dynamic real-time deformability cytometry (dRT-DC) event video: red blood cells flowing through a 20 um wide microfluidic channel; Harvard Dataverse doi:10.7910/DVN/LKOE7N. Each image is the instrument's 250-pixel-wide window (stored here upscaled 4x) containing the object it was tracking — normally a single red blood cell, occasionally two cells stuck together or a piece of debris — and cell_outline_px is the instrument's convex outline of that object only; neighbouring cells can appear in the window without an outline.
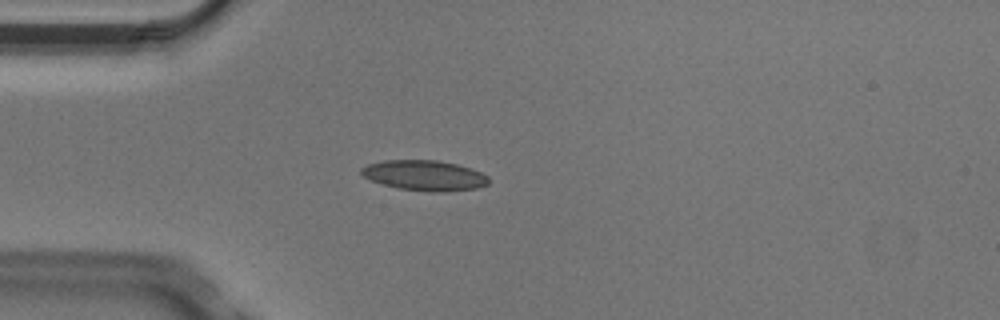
{"species": "Egyptian fruit bat (a non-hibernating species)", "species_latin": "Rousettus aegyptiacus", "temperature_condition": "cold", "stored_images_in_passage": 4, "camera_frame_rate_fps": 3000, "um_per_image_px": 0.085, "animal": {"sex": "male"}, "frame": {"image": 1, "passage_image": 4, "time_ms": 1.0, "image_size_px": [1000, 320], "cell_outline_px": [[488, 184], [476, 188], [444, 192], [432, 192], [396, 188], [380, 184], [364, 176], [360, 172], [360, 168], [368, 164], [384, 160], [436, 160], [456, 164], [480, 172], [488, 176]], "centroid_in_image_um": [36.05, 14.92], "position_along_channel_um": 48.9, "area_um2": 22.43}}